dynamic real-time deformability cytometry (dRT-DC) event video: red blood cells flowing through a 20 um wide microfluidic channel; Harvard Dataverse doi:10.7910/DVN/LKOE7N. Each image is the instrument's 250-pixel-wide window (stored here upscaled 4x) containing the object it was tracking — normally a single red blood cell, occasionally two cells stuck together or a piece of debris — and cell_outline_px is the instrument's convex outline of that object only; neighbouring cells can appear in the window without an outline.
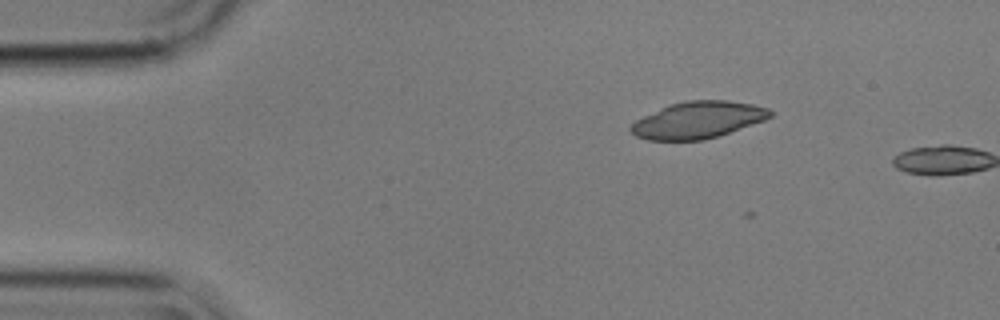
{"species": "common noctule bat (a hibernating species)", "species_latin": "Nyctalus noctula", "temperature_condition": "cold", "stored_images_in_passage": 2, "camera_frame_rate_fps": 3000, "um_per_image_px": 0.085, "animal": {"sex": "male", "body_mass_g": 17.9}, "frame": {"image": 1, "passage_image": 1, "time_ms": 0.0, "image_size_px": [1000, 320], "cell_outline_px": [[772, 116], [764, 120], [704, 140], [648, 140], [636, 136], [628, 128], [636, 120], [668, 104], [688, 100], [728, 100], [752, 104], [768, 108], [772, 112]], "centroid_in_image_um": [59.3, 10.19], "position_along_channel_um": 25.7, "area_um2": 29.59}}